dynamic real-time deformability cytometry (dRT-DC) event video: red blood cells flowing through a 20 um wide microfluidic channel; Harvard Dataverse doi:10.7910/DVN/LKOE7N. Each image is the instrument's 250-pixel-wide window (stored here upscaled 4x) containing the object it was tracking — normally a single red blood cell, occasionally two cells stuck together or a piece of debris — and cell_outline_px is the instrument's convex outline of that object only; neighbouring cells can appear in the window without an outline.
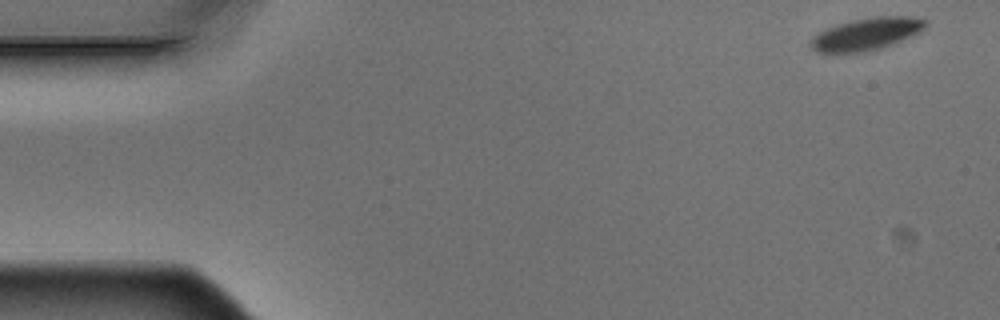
{"species": "Egyptian fruit bat (a non-hibernating species)", "species_latin": "Rousettus aegyptiacus", "temperature_condition": "warm", "stored_images_in_passage": 5, "segment_of_instrument_passage": [1, 2], "camera_frame_rate_fps": 3000, "um_per_image_px": 0.085, "animal": {"sex": "male"}, "frame": {"image": 1, "passage_image": 1, "time_ms": 0.0, "image_size_px": [1000, 320], "cell_outline_px": [[928, 24], [920, 32], [912, 36], [892, 44], [880, 48], [864, 52], [816, 52], [808, 44], [812, 36], [828, 28], [852, 20], [872, 16], [908, 16], [928, 20]], "centroid_in_image_um": [73.67, 2.88], "position_along_channel_um": 11.3, "area_um2": 21.56}}